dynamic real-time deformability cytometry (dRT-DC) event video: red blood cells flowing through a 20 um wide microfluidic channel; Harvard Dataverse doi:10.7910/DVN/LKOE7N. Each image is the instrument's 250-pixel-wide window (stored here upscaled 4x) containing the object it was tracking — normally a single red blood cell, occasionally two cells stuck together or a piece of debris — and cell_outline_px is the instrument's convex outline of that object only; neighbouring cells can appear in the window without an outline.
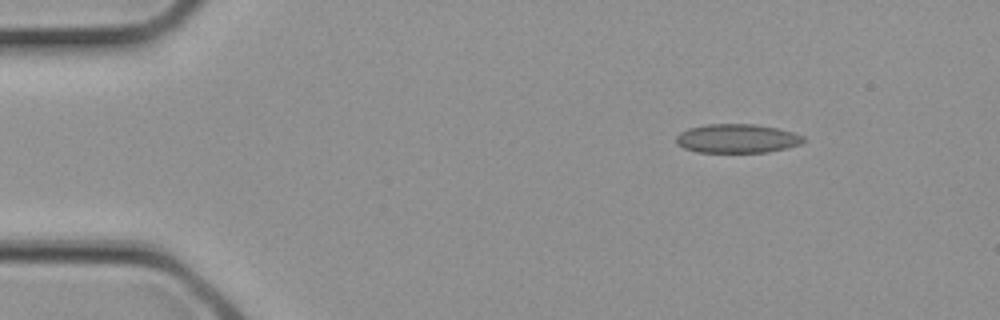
{"species": "common noctule bat (a hibernating species)", "species_latin": "Nyctalus noctula", "temperature_condition": "cold", "stored_images_in_passage": 2, "camera_frame_rate_fps": 3000, "um_per_image_px": 0.085, "animal": {"sex": "female", "body_mass_g": 21.9}, "frame": {"image": 1, "passage_image": 1, "time_ms": 0.0, "image_size_px": [1000, 320], "cell_outline_px": [[808, 140], [800, 144], [788, 148], [768, 152], [696, 152], [684, 148], [676, 144], [676, 136], [680, 132], [688, 128], [708, 124], [756, 124], [776, 128], [792, 132], [804, 136]], "centroid_in_image_um": [62.66, 11.77], "position_along_channel_um": 22.3, "area_um2": 21.62}}